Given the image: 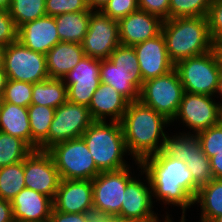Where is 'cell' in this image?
Here are the masks:
<instances>
[{
	"instance_id": "obj_1",
	"label": "cell",
	"mask_w": 222,
	"mask_h": 222,
	"mask_svg": "<svg viewBox=\"0 0 222 222\" xmlns=\"http://www.w3.org/2000/svg\"><path fill=\"white\" fill-rule=\"evenodd\" d=\"M135 164L141 169V175L148 176L153 197L163 204L181 207V217H185L199 189L186 163L160 151Z\"/></svg>"
},
{
	"instance_id": "obj_2",
	"label": "cell",
	"mask_w": 222,
	"mask_h": 222,
	"mask_svg": "<svg viewBox=\"0 0 222 222\" xmlns=\"http://www.w3.org/2000/svg\"><path fill=\"white\" fill-rule=\"evenodd\" d=\"M127 152L134 161L141 162L146 157L162 151L169 121L153 108L140 100L129 102L120 121Z\"/></svg>"
},
{
	"instance_id": "obj_3",
	"label": "cell",
	"mask_w": 222,
	"mask_h": 222,
	"mask_svg": "<svg viewBox=\"0 0 222 222\" xmlns=\"http://www.w3.org/2000/svg\"><path fill=\"white\" fill-rule=\"evenodd\" d=\"M161 33L174 65L181 60L208 53L215 46L209 34L207 16L165 20Z\"/></svg>"
},
{
	"instance_id": "obj_4",
	"label": "cell",
	"mask_w": 222,
	"mask_h": 222,
	"mask_svg": "<svg viewBox=\"0 0 222 222\" xmlns=\"http://www.w3.org/2000/svg\"><path fill=\"white\" fill-rule=\"evenodd\" d=\"M81 138L101 171H116L128 167L123 158L127 149L120 122L93 121Z\"/></svg>"
},
{
	"instance_id": "obj_5",
	"label": "cell",
	"mask_w": 222,
	"mask_h": 222,
	"mask_svg": "<svg viewBox=\"0 0 222 222\" xmlns=\"http://www.w3.org/2000/svg\"><path fill=\"white\" fill-rule=\"evenodd\" d=\"M100 82L113 86L129 102L139 100L143 80L132 46L120 44L108 59L101 60Z\"/></svg>"
},
{
	"instance_id": "obj_6",
	"label": "cell",
	"mask_w": 222,
	"mask_h": 222,
	"mask_svg": "<svg viewBox=\"0 0 222 222\" xmlns=\"http://www.w3.org/2000/svg\"><path fill=\"white\" fill-rule=\"evenodd\" d=\"M184 91L216 97L219 91L222 66L214 48L203 55L190 57L175 64Z\"/></svg>"
},
{
	"instance_id": "obj_7",
	"label": "cell",
	"mask_w": 222,
	"mask_h": 222,
	"mask_svg": "<svg viewBox=\"0 0 222 222\" xmlns=\"http://www.w3.org/2000/svg\"><path fill=\"white\" fill-rule=\"evenodd\" d=\"M47 151L55 162L61 180H93L101 172L81 137L56 143Z\"/></svg>"
},
{
	"instance_id": "obj_8",
	"label": "cell",
	"mask_w": 222,
	"mask_h": 222,
	"mask_svg": "<svg viewBox=\"0 0 222 222\" xmlns=\"http://www.w3.org/2000/svg\"><path fill=\"white\" fill-rule=\"evenodd\" d=\"M162 152L166 156L185 162L193 181L199 187L213 179L210 159L202 151L196 135L181 132L171 137L167 134Z\"/></svg>"
},
{
	"instance_id": "obj_9",
	"label": "cell",
	"mask_w": 222,
	"mask_h": 222,
	"mask_svg": "<svg viewBox=\"0 0 222 222\" xmlns=\"http://www.w3.org/2000/svg\"><path fill=\"white\" fill-rule=\"evenodd\" d=\"M183 93L179 75L173 69L163 76L144 81L139 100L172 121L178 111Z\"/></svg>"
},
{
	"instance_id": "obj_10",
	"label": "cell",
	"mask_w": 222,
	"mask_h": 222,
	"mask_svg": "<svg viewBox=\"0 0 222 222\" xmlns=\"http://www.w3.org/2000/svg\"><path fill=\"white\" fill-rule=\"evenodd\" d=\"M3 69L8 79L37 83L49 79L46 55L32 51L18 40L5 48Z\"/></svg>"
},
{
	"instance_id": "obj_11",
	"label": "cell",
	"mask_w": 222,
	"mask_h": 222,
	"mask_svg": "<svg viewBox=\"0 0 222 222\" xmlns=\"http://www.w3.org/2000/svg\"><path fill=\"white\" fill-rule=\"evenodd\" d=\"M213 97L215 96L184 91L178 111L171 124L175 120H181V123H185L190 131L191 129L193 130L192 132L187 131V134L194 133V135L218 124L220 122L222 103H216Z\"/></svg>"
},
{
	"instance_id": "obj_12",
	"label": "cell",
	"mask_w": 222,
	"mask_h": 222,
	"mask_svg": "<svg viewBox=\"0 0 222 222\" xmlns=\"http://www.w3.org/2000/svg\"><path fill=\"white\" fill-rule=\"evenodd\" d=\"M120 45L118 21L105 15L101 10H92L88 31L82 42L85 56L108 59Z\"/></svg>"
},
{
	"instance_id": "obj_13",
	"label": "cell",
	"mask_w": 222,
	"mask_h": 222,
	"mask_svg": "<svg viewBox=\"0 0 222 222\" xmlns=\"http://www.w3.org/2000/svg\"><path fill=\"white\" fill-rule=\"evenodd\" d=\"M126 167L116 171L100 172L92 182L93 205L114 218H121V205L127 183L133 178L132 172Z\"/></svg>"
},
{
	"instance_id": "obj_14",
	"label": "cell",
	"mask_w": 222,
	"mask_h": 222,
	"mask_svg": "<svg viewBox=\"0 0 222 222\" xmlns=\"http://www.w3.org/2000/svg\"><path fill=\"white\" fill-rule=\"evenodd\" d=\"M93 121L87 106L67 100L55 109L48 131V149L56 143L80 138Z\"/></svg>"
},
{
	"instance_id": "obj_15",
	"label": "cell",
	"mask_w": 222,
	"mask_h": 222,
	"mask_svg": "<svg viewBox=\"0 0 222 222\" xmlns=\"http://www.w3.org/2000/svg\"><path fill=\"white\" fill-rule=\"evenodd\" d=\"M25 186L54 199L61 177L47 150H33L23 161Z\"/></svg>"
},
{
	"instance_id": "obj_16",
	"label": "cell",
	"mask_w": 222,
	"mask_h": 222,
	"mask_svg": "<svg viewBox=\"0 0 222 222\" xmlns=\"http://www.w3.org/2000/svg\"><path fill=\"white\" fill-rule=\"evenodd\" d=\"M101 59L84 56L63 78L67 86L68 101L89 106L100 84Z\"/></svg>"
},
{
	"instance_id": "obj_17",
	"label": "cell",
	"mask_w": 222,
	"mask_h": 222,
	"mask_svg": "<svg viewBox=\"0 0 222 222\" xmlns=\"http://www.w3.org/2000/svg\"><path fill=\"white\" fill-rule=\"evenodd\" d=\"M144 81L163 76L174 69L166 49L163 34L160 33L152 39H148L133 46Z\"/></svg>"
},
{
	"instance_id": "obj_18",
	"label": "cell",
	"mask_w": 222,
	"mask_h": 222,
	"mask_svg": "<svg viewBox=\"0 0 222 222\" xmlns=\"http://www.w3.org/2000/svg\"><path fill=\"white\" fill-rule=\"evenodd\" d=\"M163 20L143 10H136L118 20L120 44L134 46L161 33Z\"/></svg>"
},
{
	"instance_id": "obj_19",
	"label": "cell",
	"mask_w": 222,
	"mask_h": 222,
	"mask_svg": "<svg viewBox=\"0 0 222 222\" xmlns=\"http://www.w3.org/2000/svg\"><path fill=\"white\" fill-rule=\"evenodd\" d=\"M17 40L32 51L46 54L60 41L55 17L44 16L18 28Z\"/></svg>"
},
{
	"instance_id": "obj_20",
	"label": "cell",
	"mask_w": 222,
	"mask_h": 222,
	"mask_svg": "<svg viewBox=\"0 0 222 222\" xmlns=\"http://www.w3.org/2000/svg\"><path fill=\"white\" fill-rule=\"evenodd\" d=\"M148 185L134 176L126 186L121 205L122 219H159L153 209L152 190L148 176H145ZM148 186V187H147Z\"/></svg>"
},
{
	"instance_id": "obj_21",
	"label": "cell",
	"mask_w": 222,
	"mask_h": 222,
	"mask_svg": "<svg viewBox=\"0 0 222 222\" xmlns=\"http://www.w3.org/2000/svg\"><path fill=\"white\" fill-rule=\"evenodd\" d=\"M93 205L91 180H61L53 208L64 213H83Z\"/></svg>"
},
{
	"instance_id": "obj_22",
	"label": "cell",
	"mask_w": 222,
	"mask_h": 222,
	"mask_svg": "<svg viewBox=\"0 0 222 222\" xmlns=\"http://www.w3.org/2000/svg\"><path fill=\"white\" fill-rule=\"evenodd\" d=\"M11 206L17 222H49L53 200L25 187L12 199Z\"/></svg>"
},
{
	"instance_id": "obj_23",
	"label": "cell",
	"mask_w": 222,
	"mask_h": 222,
	"mask_svg": "<svg viewBox=\"0 0 222 222\" xmlns=\"http://www.w3.org/2000/svg\"><path fill=\"white\" fill-rule=\"evenodd\" d=\"M128 104L129 101L113 86L100 82L88 108L94 121H106L110 117V121L120 122Z\"/></svg>"
},
{
	"instance_id": "obj_24",
	"label": "cell",
	"mask_w": 222,
	"mask_h": 222,
	"mask_svg": "<svg viewBox=\"0 0 222 222\" xmlns=\"http://www.w3.org/2000/svg\"><path fill=\"white\" fill-rule=\"evenodd\" d=\"M50 79H63L85 56L82 44L59 42L46 54Z\"/></svg>"
},
{
	"instance_id": "obj_25",
	"label": "cell",
	"mask_w": 222,
	"mask_h": 222,
	"mask_svg": "<svg viewBox=\"0 0 222 222\" xmlns=\"http://www.w3.org/2000/svg\"><path fill=\"white\" fill-rule=\"evenodd\" d=\"M0 131L23 140L31 148V131L27 108L2 100Z\"/></svg>"
},
{
	"instance_id": "obj_26",
	"label": "cell",
	"mask_w": 222,
	"mask_h": 222,
	"mask_svg": "<svg viewBox=\"0 0 222 222\" xmlns=\"http://www.w3.org/2000/svg\"><path fill=\"white\" fill-rule=\"evenodd\" d=\"M27 110L31 131V149L48 150V131L55 108L31 104Z\"/></svg>"
},
{
	"instance_id": "obj_27",
	"label": "cell",
	"mask_w": 222,
	"mask_h": 222,
	"mask_svg": "<svg viewBox=\"0 0 222 222\" xmlns=\"http://www.w3.org/2000/svg\"><path fill=\"white\" fill-rule=\"evenodd\" d=\"M90 15L91 9L83 12L64 13L55 16L60 41L82 44L88 31Z\"/></svg>"
},
{
	"instance_id": "obj_28",
	"label": "cell",
	"mask_w": 222,
	"mask_h": 222,
	"mask_svg": "<svg viewBox=\"0 0 222 222\" xmlns=\"http://www.w3.org/2000/svg\"><path fill=\"white\" fill-rule=\"evenodd\" d=\"M195 203H199L201 222H211L222 215V179H212L209 183L199 187Z\"/></svg>"
},
{
	"instance_id": "obj_29",
	"label": "cell",
	"mask_w": 222,
	"mask_h": 222,
	"mask_svg": "<svg viewBox=\"0 0 222 222\" xmlns=\"http://www.w3.org/2000/svg\"><path fill=\"white\" fill-rule=\"evenodd\" d=\"M68 100L63 79H46L33 84L31 104L58 108Z\"/></svg>"
},
{
	"instance_id": "obj_30",
	"label": "cell",
	"mask_w": 222,
	"mask_h": 222,
	"mask_svg": "<svg viewBox=\"0 0 222 222\" xmlns=\"http://www.w3.org/2000/svg\"><path fill=\"white\" fill-rule=\"evenodd\" d=\"M23 161L0 168V199H12L25 188Z\"/></svg>"
},
{
	"instance_id": "obj_31",
	"label": "cell",
	"mask_w": 222,
	"mask_h": 222,
	"mask_svg": "<svg viewBox=\"0 0 222 222\" xmlns=\"http://www.w3.org/2000/svg\"><path fill=\"white\" fill-rule=\"evenodd\" d=\"M32 151L23 140L0 131V168L24 161Z\"/></svg>"
},
{
	"instance_id": "obj_32",
	"label": "cell",
	"mask_w": 222,
	"mask_h": 222,
	"mask_svg": "<svg viewBox=\"0 0 222 222\" xmlns=\"http://www.w3.org/2000/svg\"><path fill=\"white\" fill-rule=\"evenodd\" d=\"M46 0H11L9 14L17 28L26 22L46 16Z\"/></svg>"
},
{
	"instance_id": "obj_33",
	"label": "cell",
	"mask_w": 222,
	"mask_h": 222,
	"mask_svg": "<svg viewBox=\"0 0 222 222\" xmlns=\"http://www.w3.org/2000/svg\"><path fill=\"white\" fill-rule=\"evenodd\" d=\"M213 0H170L169 19L207 16Z\"/></svg>"
},
{
	"instance_id": "obj_34",
	"label": "cell",
	"mask_w": 222,
	"mask_h": 222,
	"mask_svg": "<svg viewBox=\"0 0 222 222\" xmlns=\"http://www.w3.org/2000/svg\"><path fill=\"white\" fill-rule=\"evenodd\" d=\"M33 84L8 79L2 100L28 108L31 105Z\"/></svg>"
},
{
	"instance_id": "obj_35",
	"label": "cell",
	"mask_w": 222,
	"mask_h": 222,
	"mask_svg": "<svg viewBox=\"0 0 222 222\" xmlns=\"http://www.w3.org/2000/svg\"><path fill=\"white\" fill-rule=\"evenodd\" d=\"M200 142L202 151L210 159L214 155L222 152V123L219 122L206 130L196 134Z\"/></svg>"
},
{
	"instance_id": "obj_36",
	"label": "cell",
	"mask_w": 222,
	"mask_h": 222,
	"mask_svg": "<svg viewBox=\"0 0 222 222\" xmlns=\"http://www.w3.org/2000/svg\"><path fill=\"white\" fill-rule=\"evenodd\" d=\"M46 15L58 16L64 13L83 12L90 10L86 0H46Z\"/></svg>"
},
{
	"instance_id": "obj_37",
	"label": "cell",
	"mask_w": 222,
	"mask_h": 222,
	"mask_svg": "<svg viewBox=\"0 0 222 222\" xmlns=\"http://www.w3.org/2000/svg\"><path fill=\"white\" fill-rule=\"evenodd\" d=\"M138 9V0H109L101 11L108 17L118 21Z\"/></svg>"
},
{
	"instance_id": "obj_38",
	"label": "cell",
	"mask_w": 222,
	"mask_h": 222,
	"mask_svg": "<svg viewBox=\"0 0 222 222\" xmlns=\"http://www.w3.org/2000/svg\"><path fill=\"white\" fill-rule=\"evenodd\" d=\"M210 37L215 44L222 40V0H213L207 14Z\"/></svg>"
},
{
	"instance_id": "obj_39",
	"label": "cell",
	"mask_w": 222,
	"mask_h": 222,
	"mask_svg": "<svg viewBox=\"0 0 222 222\" xmlns=\"http://www.w3.org/2000/svg\"><path fill=\"white\" fill-rule=\"evenodd\" d=\"M18 28L8 10L0 9V45L8 46L17 41Z\"/></svg>"
},
{
	"instance_id": "obj_40",
	"label": "cell",
	"mask_w": 222,
	"mask_h": 222,
	"mask_svg": "<svg viewBox=\"0 0 222 222\" xmlns=\"http://www.w3.org/2000/svg\"><path fill=\"white\" fill-rule=\"evenodd\" d=\"M169 2L170 0H138V7L165 21L169 19Z\"/></svg>"
},
{
	"instance_id": "obj_41",
	"label": "cell",
	"mask_w": 222,
	"mask_h": 222,
	"mask_svg": "<svg viewBox=\"0 0 222 222\" xmlns=\"http://www.w3.org/2000/svg\"><path fill=\"white\" fill-rule=\"evenodd\" d=\"M83 216L86 222H114L115 220L111 214L104 212L94 205L88 207L83 212Z\"/></svg>"
},
{
	"instance_id": "obj_42",
	"label": "cell",
	"mask_w": 222,
	"mask_h": 222,
	"mask_svg": "<svg viewBox=\"0 0 222 222\" xmlns=\"http://www.w3.org/2000/svg\"><path fill=\"white\" fill-rule=\"evenodd\" d=\"M49 222H86L83 213H64L55 210L51 211Z\"/></svg>"
},
{
	"instance_id": "obj_43",
	"label": "cell",
	"mask_w": 222,
	"mask_h": 222,
	"mask_svg": "<svg viewBox=\"0 0 222 222\" xmlns=\"http://www.w3.org/2000/svg\"><path fill=\"white\" fill-rule=\"evenodd\" d=\"M0 222H15L11 201L0 199Z\"/></svg>"
},
{
	"instance_id": "obj_44",
	"label": "cell",
	"mask_w": 222,
	"mask_h": 222,
	"mask_svg": "<svg viewBox=\"0 0 222 222\" xmlns=\"http://www.w3.org/2000/svg\"><path fill=\"white\" fill-rule=\"evenodd\" d=\"M213 179H222V152L210 158Z\"/></svg>"
},
{
	"instance_id": "obj_45",
	"label": "cell",
	"mask_w": 222,
	"mask_h": 222,
	"mask_svg": "<svg viewBox=\"0 0 222 222\" xmlns=\"http://www.w3.org/2000/svg\"><path fill=\"white\" fill-rule=\"evenodd\" d=\"M109 0H86L89 9L101 10Z\"/></svg>"
},
{
	"instance_id": "obj_46",
	"label": "cell",
	"mask_w": 222,
	"mask_h": 222,
	"mask_svg": "<svg viewBox=\"0 0 222 222\" xmlns=\"http://www.w3.org/2000/svg\"><path fill=\"white\" fill-rule=\"evenodd\" d=\"M7 81H8L7 74L5 73V71L2 67V68H0V97L3 96Z\"/></svg>"
},
{
	"instance_id": "obj_47",
	"label": "cell",
	"mask_w": 222,
	"mask_h": 222,
	"mask_svg": "<svg viewBox=\"0 0 222 222\" xmlns=\"http://www.w3.org/2000/svg\"><path fill=\"white\" fill-rule=\"evenodd\" d=\"M115 222H161L159 219H122L115 218Z\"/></svg>"
},
{
	"instance_id": "obj_48",
	"label": "cell",
	"mask_w": 222,
	"mask_h": 222,
	"mask_svg": "<svg viewBox=\"0 0 222 222\" xmlns=\"http://www.w3.org/2000/svg\"><path fill=\"white\" fill-rule=\"evenodd\" d=\"M214 48L216 49L219 55L221 66H222V40L216 42Z\"/></svg>"
},
{
	"instance_id": "obj_49",
	"label": "cell",
	"mask_w": 222,
	"mask_h": 222,
	"mask_svg": "<svg viewBox=\"0 0 222 222\" xmlns=\"http://www.w3.org/2000/svg\"><path fill=\"white\" fill-rule=\"evenodd\" d=\"M11 0H0V9L8 10Z\"/></svg>"
},
{
	"instance_id": "obj_50",
	"label": "cell",
	"mask_w": 222,
	"mask_h": 222,
	"mask_svg": "<svg viewBox=\"0 0 222 222\" xmlns=\"http://www.w3.org/2000/svg\"><path fill=\"white\" fill-rule=\"evenodd\" d=\"M5 48H6L5 46L0 45V68L3 67Z\"/></svg>"
},
{
	"instance_id": "obj_51",
	"label": "cell",
	"mask_w": 222,
	"mask_h": 222,
	"mask_svg": "<svg viewBox=\"0 0 222 222\" xmlns=\"http://www.w3.org/2000/svg\"><path fill=\"white\" fill-rule=\"evenodd\" d=\"M180 218H181L180 222H186L185 221L186 220L185 217H180ZM163 222H174V221H172V219L170 218V215L166 213V217H165V220Z\"/></svg>"
},
{
	"instance_id": "obj_52",
	"label": "cell",
	"mask_w": 222,
	"mask_h": 222,
	"mask_svg": "<svg viewBox=\"0 0 222 222\" xmlns=\"http://www.w3.org/2000/svg\"><path fill=\"white\" fill-rule=\"evenodd\" d=\"M218 95L222 96V75L220 77V85H219V91H218ZM222 98V97H221ZM222 102V100H220Z\"/></svg>"
},
{
	"instance_id": "obj_53",
	"label": "cell",
	"mask_w": 222,
	"mask_h": 222,
	"mask_svg": "<svg viewBox=\"0 0 222 222\" xmlns=\"http://www.w3.org/2000/svg\"><path fill=\"white\" fill-rule=\"evenodd\" d=\"M211 222H222V215L217 216Z\"/></svg>"
},
{
	"instance_id": "obj_54",
	"label": "cell",
	"mask_w": 222,
	"mask_h": 222,
	"mask_svg": "<svg viewBox=\"0 0 222 222\" xmlns=\"http://www.w3.org/2000/svg\"><path fill=\"white\" fill-rule=\"evenodd\" d=\"M220 122L222 123V104H221V116H220Z\"/></svg>"
}]
</instances>
